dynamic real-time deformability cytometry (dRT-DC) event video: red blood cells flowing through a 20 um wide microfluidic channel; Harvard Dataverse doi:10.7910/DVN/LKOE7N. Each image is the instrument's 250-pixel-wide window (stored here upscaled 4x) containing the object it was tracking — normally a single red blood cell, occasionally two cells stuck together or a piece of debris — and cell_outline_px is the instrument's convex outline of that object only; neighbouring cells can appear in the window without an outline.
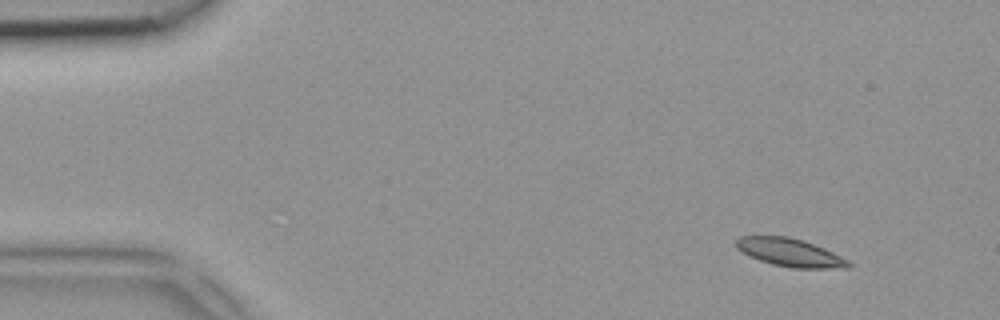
{"species": "common noctule bat (a hibernating species)", "species_latin": "Nyctalus noctula", "temperature_condition": "room temperature", "stored_images_in_passage": 4, "camera_frame_rate_fps": 3000, "um_per_image_px": 0.085, "animal": {"sex": "female", "body_mass_g": 18.4}, "frame": {"image": 1, "passage_image": 1, "time_ms": 0.0, "image_size_px": [1000, 320], "cell_outline_px": [[852, 268], [792, 268], [772, 264], [760, 260], [736, 248], [736, 240], [740, 236], [788, 236], [804, 240], [824, 248], [848, 260], [852, 264]], "centroid_in_image_um": [67.19, 21.46], "position_along_channel_um": 17.8, "area_um2": 18.26}}
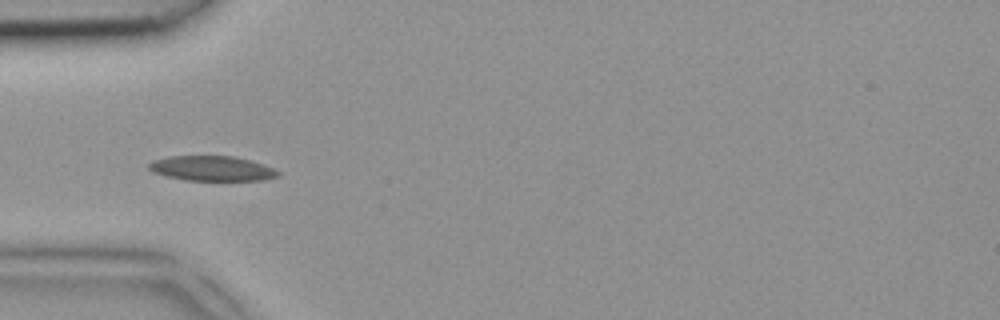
{"frame": {"image": 2, "passage_image": 4, "time_ms": 1.0, "image_size_px": [1000, 320], "cell_outline_px": [[280, 176], [264, 180], [184, 180], [152, 172], [148, 168], [148, 164], [152, 160], [168, 156], [232, 156], [264, 164], [280, 172]], "centroid_in_image_um": [18.0, 14.31], "position_along_channel_um": 67.0, "area_um2": 18.73}}